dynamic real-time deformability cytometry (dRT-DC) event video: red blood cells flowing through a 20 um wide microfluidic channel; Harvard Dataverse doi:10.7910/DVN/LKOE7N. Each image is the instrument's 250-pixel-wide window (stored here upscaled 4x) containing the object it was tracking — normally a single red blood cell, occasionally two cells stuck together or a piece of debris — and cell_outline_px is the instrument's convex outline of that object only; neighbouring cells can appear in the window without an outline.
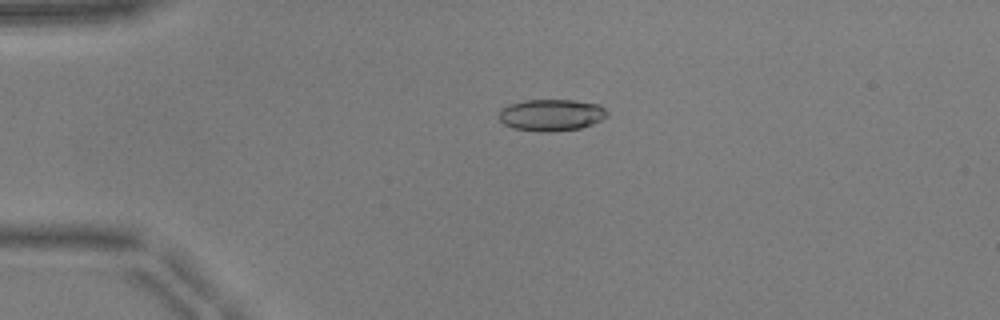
{"species": "common noctule bat (a hibernating species)", "species_latin": "Nyctalus noctula", "temperature_condition": "warm", "stored_images_in_passage": 51, "camera_frame_rate_fps": 3000, "um_per_image_px": 0.085, "animal": {"sex": "male", "body_mass_g": 17.9, "forearm_length_mm": 54.2}, "frame": {"image": 1, "passage_image": 12, "time_ms": 3.667, "image_size_px": [1000, 320], "cell_outline_px": [[608, 116], [592, 124], [580, 128], [548, 132], [544, 132], [512, 128], [504, 124], [500, 120], [500, 112], [508, 104], [524, 100], [572, 100], [600, 104], [608, 112]], "centroid_in_image_um": [46.88, 9.77], "position_along_channel_um": 38.1, "area_um2": 19.94}}
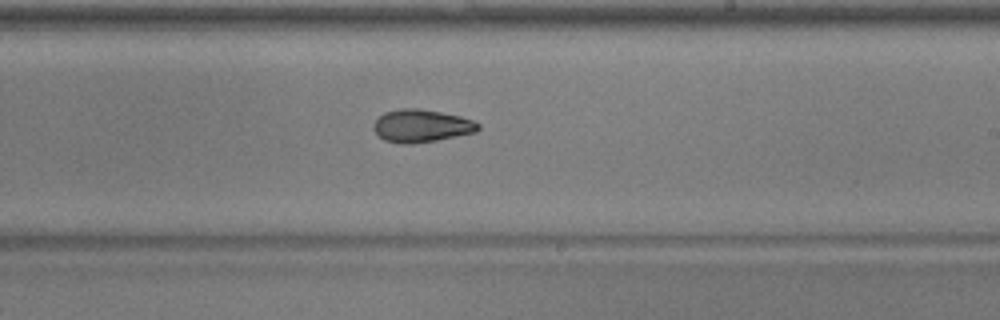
{"frame": {"image": 2, "passage_image": 31, "time_ms": 10.0, "image_size_px": [1000, 320], "cell_outline_px": [[480, 128], [476, 132], [436, 140], [412, 144], [400, 144], [384, 140], [372, 128], [372, 124], [384, 112], [400, 108], [420, 108], [460, 116], [472, 120], [480, 124]], "centroid_in_image_um": [35.8, 10.69], "position_along_channel_um": 253.2, "area_um2": 20.0}}
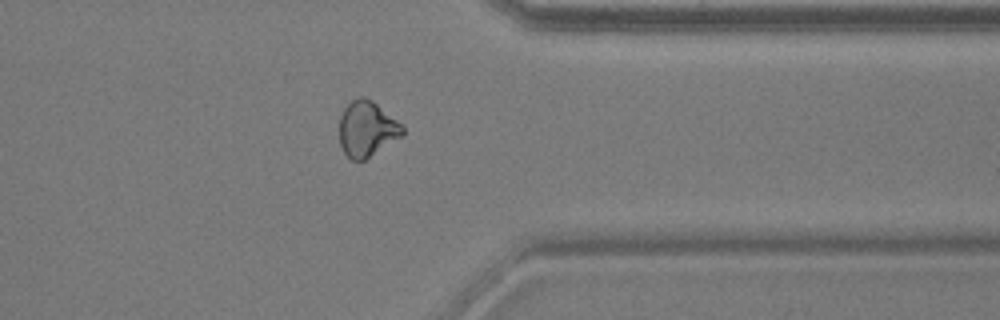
{"frame": {"image": 3, "passage_image": 41, "time_ms": 13.333, "image_size_px": [1000, 320], "cell_outline_px": [[404, 132], [400, 136], [364, 160], [352, 160], [344, 152], [340, 144], [340, 116], [344, 108], [352, 100], [360, 96], [364, 96], [372, 100], [396, 120], [404, 128]], "centroid_in_image_um": [31.15, 10.93], "position_along_channel_um": 380.2, "area_um2": 19.94}, "authors_computed_cell_mechanics": {"area_um2": 20.1144, "velocity_mm_per_s": 3.9789, "shape_relaxation_time_tau1_ms": 7.5937, "shape_relaxation_time_tau2_ms": 4.8785, "deformation_change_tau1": 0.176, "deformation_change_tau2": 0.12}}